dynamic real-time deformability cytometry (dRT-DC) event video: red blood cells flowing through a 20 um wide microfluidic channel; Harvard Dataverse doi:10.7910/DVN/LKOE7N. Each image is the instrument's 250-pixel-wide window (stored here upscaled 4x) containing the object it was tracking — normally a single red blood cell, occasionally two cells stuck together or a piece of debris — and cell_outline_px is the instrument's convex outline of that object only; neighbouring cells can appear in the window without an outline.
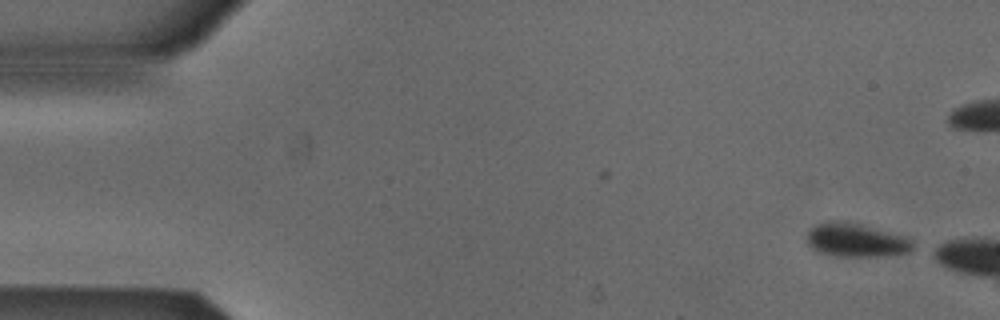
{"species": "Egyptian fruit bat (a non-hibernating species)", "species_latin": "Rousettus aegyptiacus", "temperature_condition": "cold", "stored_images_in_passage": 6, "camera_frame_rate_fps": 3000, "um_per_image_px": 0.085, "animal": {"sex": "male"}, "frame": {"image": 1, "passage_image": 6, "time_ms": 1.667, "image_size_px": [1000, 320], "cell_outline_px": [[912, 248], [908, 252], [876, 256], [836, 256], [816, 252], [808, 244], [808, 232], [816, 224], [828, 220], [844, 220], [860, 224], [908, 240], [912, 244]], "centroid_in_image_um": [72.61, 20.41], "position_along_channel_um": 12.4, "area_um2": 20.0}}